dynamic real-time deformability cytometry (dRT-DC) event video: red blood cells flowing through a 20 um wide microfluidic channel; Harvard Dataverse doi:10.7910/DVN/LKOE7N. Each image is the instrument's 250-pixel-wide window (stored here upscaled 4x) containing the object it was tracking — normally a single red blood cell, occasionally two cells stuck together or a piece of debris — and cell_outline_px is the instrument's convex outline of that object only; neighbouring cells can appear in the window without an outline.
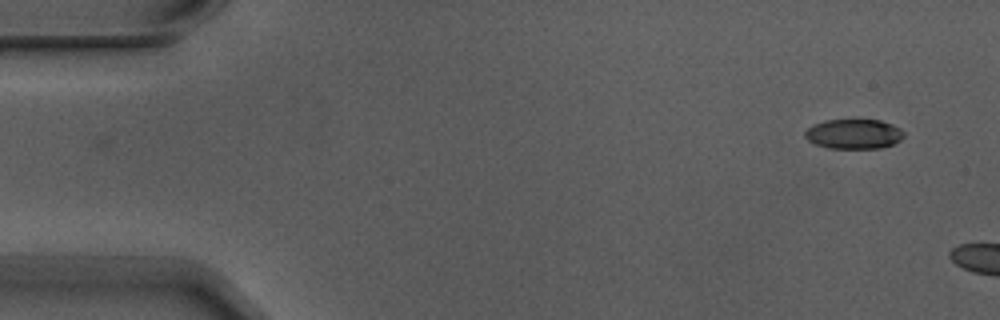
{"species": "Egyptian fruit bat (a non-hibernating species)", "species_latin": "Rousettus aegyptiacus", "temperature_condition": "warm", "stored_images_in_passage": 2, "camera_frame_rate_fps": 3000, "um_per_image_px": 0.085, "animal": {"sex": "male"}, "frame": {"image": 1, "passage_image": 2, "time_ms": 0.333, "image_size_px": [1000, 320], "cell_outline_px": [[904, 136], [900, 140], [892, 144], [880, 148], [828, 148], [816, 144], [808, 140], [804, 136], [804, 132], [808, 128], [824, 120], [880, 120], [892, 124], [900, 128], [904, 132]], "centroid_in_image_um": [72.58, 11.39], "position_along_channel_um": 12.4, "area_um2": 17.05}}